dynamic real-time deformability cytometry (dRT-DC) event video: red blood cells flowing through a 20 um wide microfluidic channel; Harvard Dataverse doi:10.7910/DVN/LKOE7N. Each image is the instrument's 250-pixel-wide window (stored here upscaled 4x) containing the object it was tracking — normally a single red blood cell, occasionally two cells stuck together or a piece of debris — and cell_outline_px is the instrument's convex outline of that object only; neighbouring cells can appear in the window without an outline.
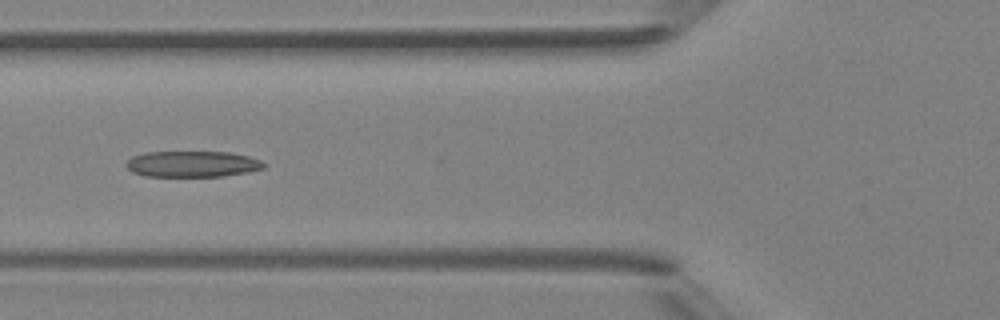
{"species": "Egyptian fruit bat (a non-hibernating species)", "species_latin": "Rousettus aegyptiacus", "temperature_condition": "room temperature", "stored_images_in_passage": 6, "camera_frame_rate_fps": 3000, "um_per_image_px": 0.085, "animal": {"sex": "female"}, "frame": {"image": 1, "passage_image": 6, "time_ms": 5.667, "image_size_px": [1000, 320], "cell_outline_px": [[264, 168], [248, 172], [224, 176], [144, 176], [132, 172], [124, 164], [132, 156], [144, 152], [228, 152], [248, 156], [260, 160], [264, 164]], "centroid_in_image_um": [16.32, 13.94], "position_along_channel_um": 109.5, "area_um2": 20.87}}